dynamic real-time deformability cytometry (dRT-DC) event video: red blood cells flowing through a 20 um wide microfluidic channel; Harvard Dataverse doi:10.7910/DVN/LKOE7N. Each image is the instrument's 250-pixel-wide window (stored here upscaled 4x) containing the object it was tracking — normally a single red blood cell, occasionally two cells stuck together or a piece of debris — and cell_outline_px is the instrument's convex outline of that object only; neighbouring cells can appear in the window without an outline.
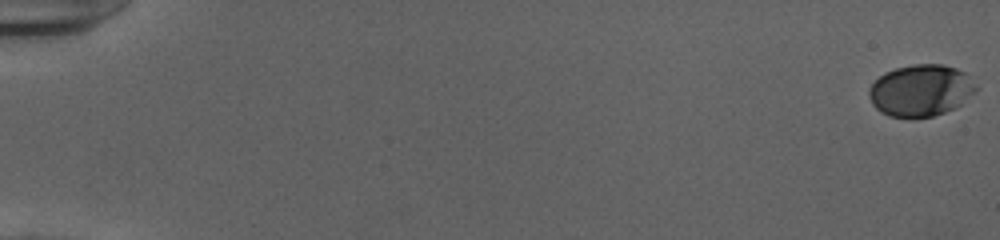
{"species": "human", "species_latin": "Homo sapiens", "temperature_condition": "cold", "stored_images_in_passage": 54, "camera_frame_rate_fps": 3000, "um_per_image_px": 0.085, "donor": {"sex": "female"}, "frame": {"image": 1, "passage_image": 1, "time_ms": 0.0, "image_size_px": [1000, 240], "cell_outline_px": [[980, 88], [956, 108], [932, 116], [912, 120], [888, 116], [880, 112], [872, 104], [868, 92], [868, 88], [884, 72], [896, 68], [916, 64], [944, 64], [956, 68], [964, 72]], "centroid_in_image_um": [78.26, 7.71], "position_along_channel_um": 6.7, "area_um2": 32.77}}
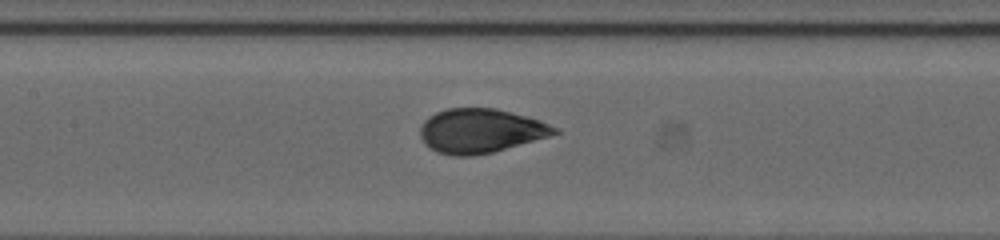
{"frame": {"image": 2, "passage_image": 28, "time_ms": 9.0, "image_size_px": [1000, 240], "cell_outline_px": [[560, 132], [548, 136], [492, 152], [472, 156], [452, 156], [436, 152], [420, 136], [420, 128], [424, 120], [428, 116], [436, 112], [448, 108], [496, 108], [540, 120], [560, 128]], "centroid_in_image_um": [40.84, 11.11], "position_along_channel_um": 166.6, "area_um2": 34.39}}
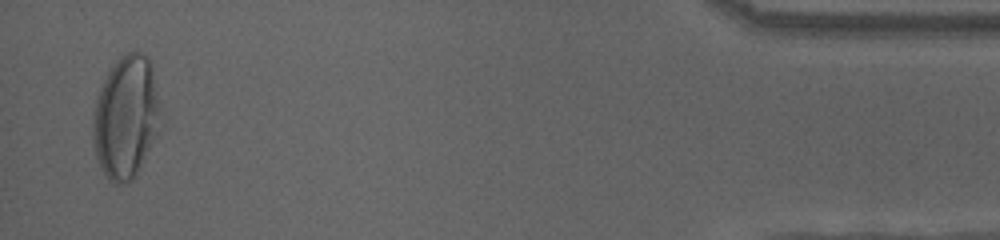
{"frame": {"image": 3, "passage_image": 53, "time_ms": 17.333, "image_size_px": [1000, 240], "cell_outline_px": [[160, 108], [152, 136], [148, 148], [140, 168], [124, 184], [112, 184], [108, 180], [100, 168], [96, 160], [92, 136], [92, 116], [96, 92], [108, 72], [116, 60], [120, 56], [128, 52], [144, 52], [152, 68]], "centroid_in_image_um": [10.61, 9.94], "position_along_channel_um": 424.6, "area_um2": 47.63}, "authors_computed_cell_mechanics": {"area_um2": 34.5355, "velocity_mm_per_s": 3.9523, "shape_relaxation_time_tau1_ms": 5.313, "shape_relaxation_time_tau2_ms": null, "deformation_change_tau1": 0.1973, "deformation_change_tau2": null}}